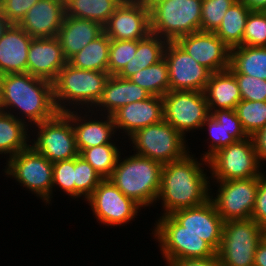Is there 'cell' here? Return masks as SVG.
I'll return each instance as SVG.
<instances>
[{
  "label": "cell",
  "instance_id": "obj_1",
  "mask_svg": "<svg viewBox=\"0 0 266 266\" xmlns=\"http://www.w3.org/2000/svg\"><path fill=\"white\" fill-rule=\"evenodd\" d=\"M190 154L184 158L163 164L161 185L157 200L164 203V215L196 207L210 199L208 177Z\"/></svg>",
  "mask_w": 266,
  "mask_h": 266
},
{
  "label": "cell",
  "instance_id": "obj_2",
  "mask_svg": "<svg viewBox=\"0 0 266 266\" xmlns=\"http://www.w3.org/2000/svg\"><path fill=\"white\" fill-rule=\"evenodd\" d=\"M3 111L18 108L28 121L39 124L55 117L56 108L52 82L29 73L0 75Z\"/></svg>",
  "mask_w": 266,
  "mask_h": 266
},
{
  "label": "cell",
  "instance_id": "obj_3",
  "mask_svg": "<svg viewBox=\"0 0 266 266\" xmlns=\"http://www.w3.org/2000/svg\"><path fill=\"white\" fill-rule=\"evenodd\" d=\"M119 161L120 157L108 179L126 197L133 199L141 207L156 201L161 185L163 165L137 154L122 162Z\"/></svg>",
  "mask_w": 266,
  "mask_h": 266
},
{
  "label": "cell",
  "instance_id": "obj_4",
  "mask_svg": "<svg viewBox=\"0 0 266 266\" xmlns=\"http://www.w3.org/2000/svg\"><path fill=\"white\" fill-rule=\"evenodd\" d=\"M109 77L108 72L83 70L67 63L52 82L54 102L58 112L69 111L66 105H62L66 100L72 104L74 102L79 105L87 104V107L89 103L91 107L96 106Z\"/></svg>",
  "mask_w": 266,
  "mask_h": 266
},
{
  "label": "cell",
  "instance_id": "obj_5",
  "mask_svg": "<svg viewBox=\"0 0 266 266\" xmlns=\"http://www.w3.org/2000/svg\"><path fill=\"white\" fill-rule=\"evenodd\" d=\"M201 8L202 0H167L157 4L150 11V31L167 41L200 31Z\"/></svg>",
  "mask_w": 266,
  "mask_h": 266
},
{
  "label": "cell",
  "instance_id": "obj_6",
  "mask_svg": "<svg viewBox=\"0 0 266 266\" xmlns=\"http://www.w3.org/2000/svg\"><path fill=\"white\" fill-rule=\"evenodd\" d=\"M264 229L252 218L223 223L221 246L217 254L224 266H253Z\"/></svg>",
  "mask_w": 266,
  "mask_h": 266
},
{
  "label": "cell",
  "instance_id": "obj_7",
  "mask_svg": "<svg viewBox=\"0 0 266 266\" xmlns=\"http://www.w3.org/2000/svg\"><path fill=\"white\" fill-rule=\"evenodd\" d=\"M130 139L137 155L162 165L180 160L189 153L185 150V137L165 120L137 130Z\"/></svg>",
  "mask_w": 266,
  "mask_h": 266
},
{
  "label": "cell",
  "instance_id": "obj_8",
  "mask_svg": "<svg viewBox=\"0 0 266 266\" xmlns=\"http://www.w3.org/2000/svg\"><path fill=\"white\" fill-rule=\"evenodd\" d=\"M156 223L154 234L167 263L174 259L208 258L217 254L206 241L186 231L171 215H163Z\"/></svg>",
  "mask_w": 266,
  "mask_h": 266
},
{
  "label": "cell",
  "instance_id": "obj_9",
  "mask_svg": "<svg viewBox=\"0 0 266 266\" xmlns=\"http://www.w3.org/2000/svg\"><path fill=\"white\" fill-rule=\"evenodd\" d=\"M209 168L217 181L259 177V160L252 137L222 147L209 159Z\"/></svg>",
  "mask_w": 266,
  "mask_h": 266
},
{
  "label": "cell",
  "instance_id": "obj_10",
  "mask_svg": "<svg viewBox=\"0 0 266 266\" xmlns=\"http://www.w3.org/2000/svg\"><path fill=\"white\" fill-rule=\"evenodd\" d=\"M7 175L49 203L53 188V163L31 146L8 159Z\"/></svg>",
  "mask_w": 266,
  "mask_h": 266
},
{
  "label": "cell",
  "instance_id": "obj_11",
  "mask_svg": "<svg viewBox=\"0 0 266 266\" xmlns=\"http://www.w3.org/2000/svg\"><path fill=\"white\" fill-rule=\"evenodd\" d=\"M164 120L185 136V131L202 128L210 115L204 92L169 91L163 96Z\"/></svg>",
  "mask_w": 266,
  "mask_h": 266
},
{
  "label": "cell",
  "instance_id": "obj_12",
  "mask_svg": "<svg viewBox=\"0 0 266 266\" xmlns=\"http://www.w3.org/2000/svg\"><path fill=\"white\" fill-rule=\"evenodd\" d=\"M37 140L31 146L50 162L69 160L79 155L71 119L65 113L36 124Z\"/></svg>",
  "mask_w": 266,
  "mask_h": 266
},
{
  "label": "cell",
  "instance_id": "obj_13",
  "mask_svg": "<svg viewBox=\"0 0 266 266\" xmlns=\"http://www.w3.org/2000/svg\"><path fill=\"white\" fill-rule=\"evenodd\" d=\"M218 195L213 202L224 222L251 218L255 206L259 177L217 181Z\"/></svg>",
  "mask_w": 266,
  "mask_h": 266
},
{
  "label": "cell",
  "instance_id": "obj_14",
  "mask_svg": "<svg viewBox=\"0 0 266 266\" xmlns=\"http://www.w3.org/2000/svg\"><path fill=\"white\" fill-rule=\"evenodd\" d=\"M164 59L171 91L204 92L212 72L195 61L176 41H168Z\"/></svg>",
  "mask_w": 266,
  "mask_h": 266
},
{
  "label": "cell",
  "instance_id": "obj_15",
  "mask_svg": "<svg viewBox=\"0 0 266 266\" xmlns=\"http://www.w3.org/2000/svg\"><path fill=\"white\" fill-rule=\"evenodd\" d=\"M101 223L122 225L133 219L139 204L126 197L109 179H103L86 199Z\"/></svg>",
  "mask_w": 266,
  "mask_h": 266
},
{
  "label": "cell",
  "instance_id": "obj_16",
  "mask_svg": "<svg viewBox=\"0 0 266 266\" xmlns=\"http://www.w3.org/2000/svg\"><path fill=\"white\" fill-rule=\"evenodd\" d=\"M103 29L110 40H141L151 33L150 10L139 0H123Z\"/></svg>",
  "mask_w": 266,
  "mask_h": 266
},
{
  "label": "cell",
  "instance_id": "obj_17",
  "mask_svg": "<svg viewBox=\"0 0 266 266\" xmlns=\"http://www.w3.org/2000/svg\"><path fill=\"white\" fill-rule=\"evenodd\" d=\"M176 42L202 66L212 73L230 67V48L215 34L197 31L182 36Z\"/></svg>",
  "mask_w": 266,
  "mask_h": 266
},
{
  "label": "cell",
  "instance_id": "obj_18",
  "mask_svg": "<svg viewBox=\"0 0 266 266\" xmlns=\"http://www.w3.org/2000/svg\"><path fill=\"white\" fill-rule=\"evenodd\" d=\"M185 230L206 241L219 251L223 233V219L209 199L204 204L177 210L170 214Z\"/></svg>",
  "mask_w": 266,
  "mask_h": 266
},
{
  "label": "cell",
  "instance_id": "obj_19",
  "mask_svg": "<svg viewBox=\"0 0 266 266\" xmlns=\"http://www.w3.org/2000/svg\"><path fill=\"white\" fill-rule=\"evenodd\" d=\"M66 64L57 36L32 39L28 49L27 73L53 82Z\"/></svg>",
  "mask_w": 266,
  "mask_h": 266
},
{
  "label": "cell",
  "instance_id": "obj_20",
  "mask_svg": "<svg viewBox=\"0 0 266 266\" xmlns=\"http://www.w3.org/2000/svg\"><path fill=\"white\" fill-rule=\"evenodd\" d=\"M65 17V0H39L18 23L32 38L58 35Z\"/></svg>",
  "mask_w": 266,
  "mask_h": 266
},
{
  "label": "cell",
  "instance_id": "obj_21",
  "mask_svg": "<svg viewBox=\"0 0 266 266\" xmlns=\"http://www.w3.org/2000/svg\"><path fill=\"white\" fill-rule=\"evenodd\" d=\"M111 116L115 128L125 129L130 137L137 130L164 120L163 97L151 95L146 100L126 104Z\"/></svg>",
  "mask_w": 266,
  "mask_h": 266
},
{
  "label": "cell",
  "instance_id": "obj_22",
  "mask_svg": "<svg viewBox=\"0 0 266 266\" xmlns=\"http://www.w3.org/2000/svg\"><path fill=\"white\" fill-rule=\"evenodd\" d=\"M32 39L18 24H9L0 37V75L27 73Z\"/></svg>",
  "mask_w": 266,
  "mask_h": 266
},
{
  "label": "cell",
  "instance_id": "obj_23",
  "mask_svg": "<svg viewBox=\"0 0 266 266\" xmlns=\"http://www.w3.org/2000/svg\"><path fill=\"white\" fill-rule=\"evenodd\" d=\"M208 125V131L212 138L210 150L204 153L202 158L207 164L208 159L222 147L229 146L236 141L246 139L248 136L242 128L241 122L235 110L223 109L210 112L202 126Z\"/></svg>",
  "mask_w": 266,
  "mask_h": 266
},
{
  "label": "cell",
  "instance_id": "obj_24",
  "mask_svg": "<svg viewBox=\"0 0 266 266\" xmlns=\"http://www.w3.org/2000/svg\"><path fill=\"white\" fill-rule=\"evenodd\" d=\"M103 32L97 22L65 16L57 35L65 59L68 61Z\"/></svg>",
  "mask_w": 266,
  "mask_h": 266
},
{
  "label": "cell",
  "instance_id": "obj_25",
  "mask_svg": "<svg viewBox=\"0 0 266 266\" xmlns=\"http://www.w3.org/2000/svg\"><path fill=\"white\" fill-rule=\"evenodd\" d=\"M209 112L235 110L241 102V93L235 75L229 70L212 73L204 90ZM218 106V108H217Z\"/></svg>",
  "mask_w": 266,
  "mask_h": 266
},
{
  "label": "cell",
  "instance_id": "obj_26",
  "mask_svg": "<svg viewBox=\"0 0 266 266\" xmlns=\"http://www.w3.org/2000/svg\"><path fill=\"white\" fill-rule=\"evenodd\" d=\"M151 94L134 84L129 79H123L117 75H110L101 98L97 102V106L106 108L107 115H112L119 108L126 104L143 101L149 98Z\"/></svg>",
  "mask_w": 266,
  "mask_h": 266
},
{
  "label": "cell",
  "instance_id": "obj_27",
  "mask_svg": "<svg viewBox=\"0 0 266 266\" xmlns=\"http://www.w3.org/2000/svg\"><path fill=\"white\" fill-rule=\"evenodd\" d=\"M74 112L76 111L71 112L69 110L65 112V114L71 119V122L73 123L72 126L75 134L78 152L86 148L111 143L110 138L115 132V125L113 123L111 115H107V120L105 121L95 120L85 122L86 120L80 117V115H78V117L77 112L76 114H74ZM82 120H84V123L81 122Z\"/></svg>",
  "mask_w": 266,
  "mask_h": 266
},
{
  "label": "cell",
  "instance_id": "obj_28",
  "mask_svg": "<svg viewBox=\"0 0 266 266\" xmlns=\"http://www.w3.org/2000/svg\"><path fill=\"white\" fill-rule=\"evenodd\" d=\"M167 43V40L161 39L153 33H149L145 38L138 40L135 57L123 67L117 76L123 79H129L141 69L156 64L164 58Z\"/></svg>",
  "mask_w": 266,
  "mask_h": 266
},
{
  "label": "cell",
  "instance_id": "obj_29",
  "mask_svg": "<svg viewBox=\"0 0 266 266\" xmlns=\"http://www.w3.org/2000/svg\"><path fill=\"white\" fill-rule=\"evenodd\" d=\"M233 74L266 80V47L238 46L230 50V67Z\"/></svg>",
  "mask_w": 266,
  "mask_h": 266
},
{
  "label": "cell",
  "instance_id": "obj_30",
  "mask_svg": "<svg viewBox=\"0 0 266 266\" xmlns=\"http://www.w3.org/2000/svg\"><path fill=\"white\" fill-rule=\"evenodd\" d=\"M110 39L103 32L78 53L73 55L67 63L73 67L108 72Z\"/></svg>",
  "mask_w": 266,
  "mask_h": 266
},
{
  "label": "cell",
  "instance_id": "obj_31",
  "mask_svg": "<svg viewBox=\"0 0 266 266\" xmlns=\"http://www.w3.org/2000/svg\"><path fill=\"white\" fill-rule=\"evenodd\" d=\"M250 9L240 0L234 2L223 16L215 34L230 48L242 46L243 33Z\"/></svg>",
  "mask_w": 266,
  "mask_h": 266
},
{
  "label": "cell",
  "instance_id": "obj_32",
  "mask_svg": "<svg viewBox=\"0 0 266 266\" xmlns=\"http://www.w3.org/2000/svg\"><path fill=\"white\" fill-rule=\"evenodd\" d=\"M123 0H65V16L87 19L104 26Z\"/></svg>",
  "mask_w": 266,
  "mask_h": 266
},
{
  "label": "cell",
  "instance_id": "obj_33",
  "mask_svg": "<svg viewBox=\"0 0 266 266\" xmlns=\"http://www.w3.org/2000/svg\"><path fill=\"white\" fill-rule=\"evenodd\" d=\"M26 127L22 119L9 112H0V154L9 153L11 157L30 146L26 142Z\"/></svg>",
  "mask_w": 266,
  "mask_h": 266
},
{
  "label": "cell",
  "instance_id": "obj_34",
  "mask_svg": "<svg viewBox=\"0 0 266 266\" xmlns=\"http://www.w3.org/2000/svg\"><path fill=\"white\" fill-rule=\"evenodd\" d=\"M129 80L147 90L151 95L163 97L170 91L168 65L164 58L136 72Z\"/></svg>",
  "mask_w": 266,
  "mask_h": 266
},
{
  "label": "cell",
  "instance_id": "obj_35",
  "mask_svg": "<svg viewBox=\"0 0 266 266\" xmlns=\"http://www.w3.org/2000/svg\"><path fill=\"white\" fill-rule=\"evenodd\" d=\"M119 153L115 144L111 142L81 150L79 156L87 161L103 179H108L116 167Z\"/></svg>",
  "mask_w": 266,
  "mask_h": 266
},
{
  "label": "cell",
  "instance_id": "obj_36",
  "mask_svg": "<svg viewBox=\"0 0 266 266\" xmlns=\"http://www.w3.org/2000/svg\"><path fill=\"white\" fill-rule=\"evenodd\" d=\"M235 112L248 137L266 126V101L241 100L235 107Z\"/></svg>",
  "mask_w": 266,
  "mask_h": 266
},
{
  "label": "cell",
  "instance_id": "obj_37",
  "mask_svg": "<svg viewBox=\"0 0 266 266\" xmlns=\"http://www.w3.org/2000/svg\"><path fill=\"white\" fill-rule=\"evenodd\" d=\"M75 198L85 196L87 199L103 178L79 155L74 158Z\"/></svg>",
  "mask_w": 266,
  "mask_h": 266
},
{
  "label": "cell",
  "instance_id": "obj_38",
  "mask_svg": "<svg viewBox=\"0 0 266 266\" xmlns=\"http://www.w3.org/2000/svg\"><path fill=\"white\" fill-rule=\"evenodd\" d=\"M242 45L266 47V11H250L246 20Z\"/></svg>",
  "mask_w": 266,
  "mask_h": 266
},
{
  "label": "cell",
  "instance_id": "obj_39",
  "mask_svg": "<svg viewBox=\"0 0 266 266\" xmlns=\"http://www.w3.org/2000/svg\"><path fill=\"white\" fill-rule=\"evenodd\" d=\"M137 41L110 40L108 73L117 75L135 57Z\"/></svg>",
  "mask_w": 266,
  "mask_h": 266
},
{
  "label": "cell",
  "instance_id": "obj_40",
  "mask_svg": "<svg viewBox=\"0 0 266 266\" xmlns=\"http://www.w3.org/2000/svg\"><path fill=\"white\" fill-rule=\"evenodd\" d=\"M237 0H202L200 31L215 32L223 16Z\"/></svg>",
  "mask_w": 266,
  "mask_h": 266
},
{
  "label": "cell",
  "instance_id": "obj_41",
  "mask_svg": "<svg viewBox=\"0 0 266 266\" xmlns=\"http://www.w3.org/2000/svg\"><path fill=\"white\" fill-rule=\"evenodd\" d=\"M234 75L239 85L242 100L266 101V80L245 74Z\"/></svg>",
  "mask_w": 266,
  "mask_h": 266
},
{
  "label": "cell",
  "instance_id": "obj_42",
  "mask_svg": "<svg viewBox=\"0 0 266 266\" xmlns=\"http://www.w3.org/2000/svg\"><path fill=\"white\" fill-rule=\"evenodd\" d=\"M74 158L53 163V186L59 185L75 198Z\"/></svg>",
  "mask_w": 266,
  "mask_h": 266
},
{
  "label": "cell",
  "instance_id": "obj_43",
  "mask_svg": "<svg viewBox=\"0 0 266 266\" xmlns=\"http://www.w3.org/2000/svg\"><path fill=\"white\" fill-rule=\"evenodd\" d=\"M39 0H0V7L10 24H18L27 11Z\"/></svg>",
  "mask_w": 266,
  "mask_h": 266
},
{
  "label": "cell",
  "instance_id": "obj_44",
  "mask_svg": "<svg viewBox=\"0 0 266 266\" xmlns=\"http://www.w3.org/2000/svg\"><path fill=\"white\" fill-rule=\"evenodd\" d=\"M251 218L264 230L266 229V177L264 174L259 176V186Z\"/></svg>",
  "mask_w": 266,
  "mask_h": 266
},
{
  "label": "cell",
  "instance_id": "obj_45",
  "mask_svg": "<svg viewBox=\"0 0 266 266\" xmlns=\"http://www.w3.org/2000/svg\"><path fill=\"white\" fill-rule=\"evenodd\" d=\"M168 266H224L218 254L208 258H186L170 260Z\"/></svg>",
  "mask_w": 266,
  "mask_h": 266
},
{
  "label": "cell",
  "instance_id": "obj_46",
  "mask_svg": "<svg viewBox=\"0 0 266 266\" xmlns=\"http://www.w3.org/2000/svg\"><path fill=\"white\" fill-rule=\"evenodd\" d=\"M252 140L255 146L259 162L263 159L266 160V126L257 131ZM261 159V160H260Z\"/></svg>",
  "mask_w": 266,
  "mask_h": 266
},
{
  "label": "cell",
  "instance_id": "obj_47",
  "mask_svg": "<svg viewBox=\"0 0 266 266\" xmlns=\"http://www.w3.org/2000/svg\"><path fill=\"white\" fill-rule=\"evenodd\" d=\"M253 266H266V238L258 243L255 255H254V265Z\"/></svg>",
  "mask_w": 266,
  "mask_h": 266
},
{
  "label": "cell",
  "instance_id": "obj_48",
  "mask_svg": "<svg viewBox=\"0 0 266 266\" xmlns=\"http://www.w3.org/2000/svg\"><path fill=\"white\" fill-rule=\"evenodd\" d=\"M250 10L266 11V0H240Z\"/></svg>",
  "mask_w": 266,
  "mask_h": 266
},
{
  "label": "cell",
  "instance_id": "obj_49",
  "mask_svg": "<svg viewBox=\"0 0 266 266\" xmlns=\"http://www.w3.org/2000/svg\"><path fill=\"white\" fill-rule=\"evenodd\" d=\"M150 11L157 5L167 0H139Z\"/></svg>",
  "mask_w": 266,
  "mask_h": 266
},
{
  "label": "cell",
  "instance_id": "obj_50",
  "mask_svg": "<svg viewBox=\"0 0 266 266\" xmlns=\"http://www.w3.org/2000/svg\"><path fill=\"white\" fill-rule=\"evenodd\" d=\"M9 24L10 23L4 17L2 10H1V7H0V37L4 33L6 28L9 26Z\"/></svg>",
  "mask_w": 266,
  "mask_h": 266
},
{
  "label": "cell",
  "instance_id": "obj_51",
  "mask_svg": "<svg viewBox=\"0 0 266 266\" xmlns=\"http://www.w3.org/2000/svg\"><path fill=\"white\" fill-rule=\"evenodd\" d=\"M0 112H3V96H2L1 83H0Z\"/></svg>",
  "mask_w": 266,
  "mask_h": 266
},
{
  "label": "cell",
  "instance_id": "obj_52",
  "mask_svg": "<svg viewBox=\"0 0 266 266\" xmlns=\"http://www.w3.org/2000/svg\"><path fill=\"white\" fill-rule=\"evenodd\" d=\"M264 237L266 238V229L264 230Z\"/></svg>",
  "mask_w": 266,
  "mask_h": 266
}]
</instances>
